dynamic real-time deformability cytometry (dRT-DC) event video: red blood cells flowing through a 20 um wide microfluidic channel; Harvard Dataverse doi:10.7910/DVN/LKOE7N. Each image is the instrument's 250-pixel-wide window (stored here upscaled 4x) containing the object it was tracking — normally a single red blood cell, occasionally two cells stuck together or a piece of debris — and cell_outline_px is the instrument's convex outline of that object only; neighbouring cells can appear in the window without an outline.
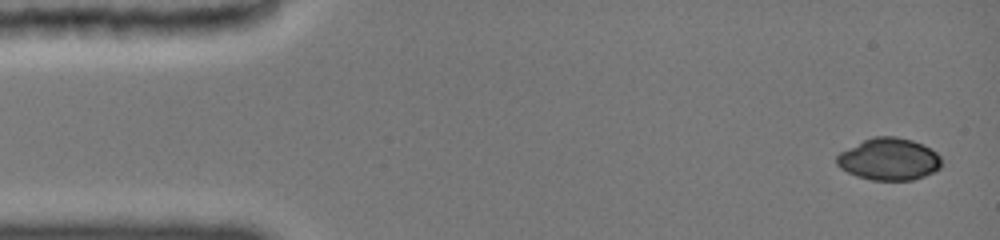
{"species": "common noctule bat (a hibernating species)", "species_latin": "Nyctalus noctula", "temperature_condition": "cold", "stored_images_in_passage": 53, "camera_frame_rate_fps": 3000, "um_per_image_px": 0.085, "animal": {"sex": "female", "body_mass_g": 19.0, "forearm_length_mm": 51.5}, "frame": {"image": 1, "passage_image": 1, "time_ms": 0.0, "image_size_px": [1000, 240], "cell_outline_px": [[940, 168], [924, 176], [912, 180], [872, 180], [856, 176], [840, 168], [836, 164], [836, 156], [840, 152], [864, 140], [876, 136], [892, 136], [912, 140], [936, 152], [940, 156]], "centroid_in_image_um": [75.53, 13.54], "position_along_channel_um": 9.5, "area_um2": 25.43}}
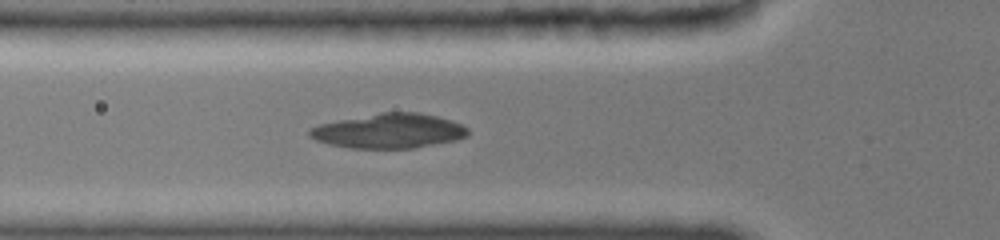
{"frame": {"image": 2, "passage_image": 23, "time_ms": 5.0, "image_size_px": [1000, 240], "cell_outline_px": [[468, 132], [464, 136], [456, 140], [412, 148], [348, 148], [328, 144], [316, 140], [308, 136], [308, 132], [312, 128], [320, 124], [384, 112], [420, 112], [436, 116], [460, 124], [468, 128]], "centroid_in_image_um": [33.04, 11.14], "position_along_channel_um": 92.8, "area_um2": 31.44}}
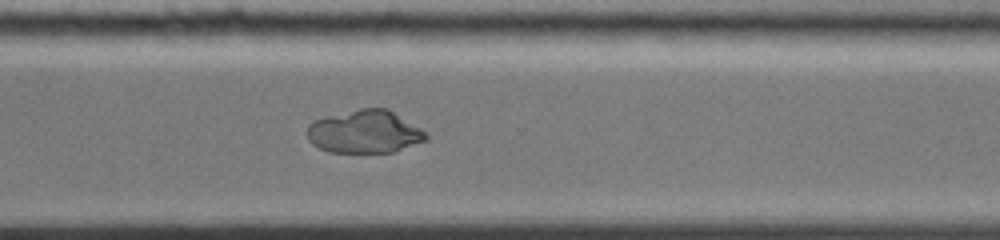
{"frame": {"image": 3, "passage_image": 53, "time_ms": 11.333, "image_size_px": [1000, 240], "cell_outline_px": [[428, 136], [424, 140], [396, 152], [328, 152], [312, 144], [308, 140], [308, 124], [316, 120], [328, 116], [360, 108], [388, 108], [420, 128]], "centroid_in_image_um": [30.99, 11.2], "position_along_channel_um": 339.6, "area_um2": 29.48}}